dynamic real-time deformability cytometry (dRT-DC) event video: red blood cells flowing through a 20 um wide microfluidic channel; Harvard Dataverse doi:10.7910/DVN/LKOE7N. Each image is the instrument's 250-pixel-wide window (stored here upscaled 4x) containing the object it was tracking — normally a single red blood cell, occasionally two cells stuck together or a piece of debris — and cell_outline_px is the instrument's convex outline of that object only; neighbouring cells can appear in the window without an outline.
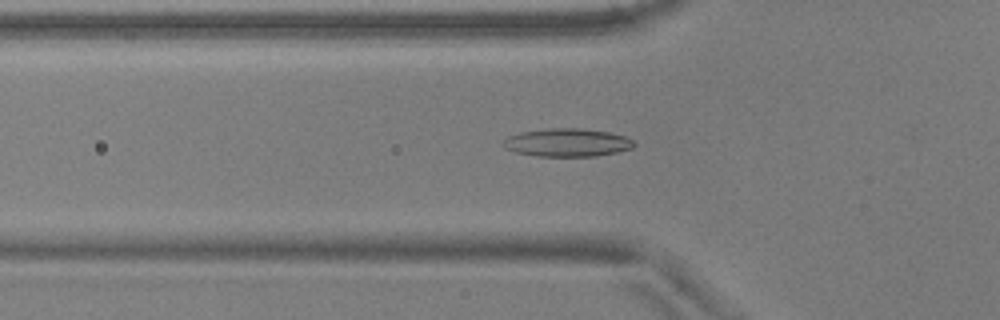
{"species": "common noctule bat (a hibernating species)", "species_latin": "Nyctalus noctula", "temperature_condition": "warm", "stored_images_in_passage": 42, "camera_frame_rate_fps": 3000, "um_per_image_px": 0.085, "animal": {"sex": "male", "body_mass_g": 17.9, "forearm_length_mm": 54.2}, "frame": {"image": 1, "passage_image": 6, "time_ms": 1.667, "image_size_px": [1000, 320], "cell_outline_px": [[636, 144], [632, 148], [616, 152], [596, 156], [536, 156], [516, 152], [504, 148], [500, 144], [508, 136], [520, 132], [548, 128], [580, 128], [608, 132], [624, 136], [632, 140]], "centroid_in_image_um": [48.17, 12.11], "position_along_channel_um": 77.6, "area_um2": 21.44}}
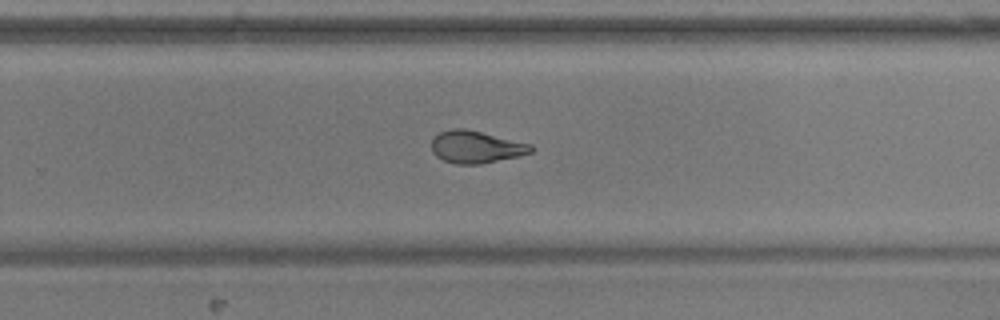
{"frame": {"image": 2, "passage_image": 23, "time_ms": 7.333, "image_size_px": [1000, 320], "cell_outline_px": [[532, 152], [520, 156], [480, 164], [456, 164], [444, 160], [436, 156], [432, 152], [432, 140], [440, 132], [452, 128], [464, 128], [532, 144]], "centroid_in_image_um": [40.46, 12.49], "position_along_channel_um": 289.3, "area_um2": 18.61}}
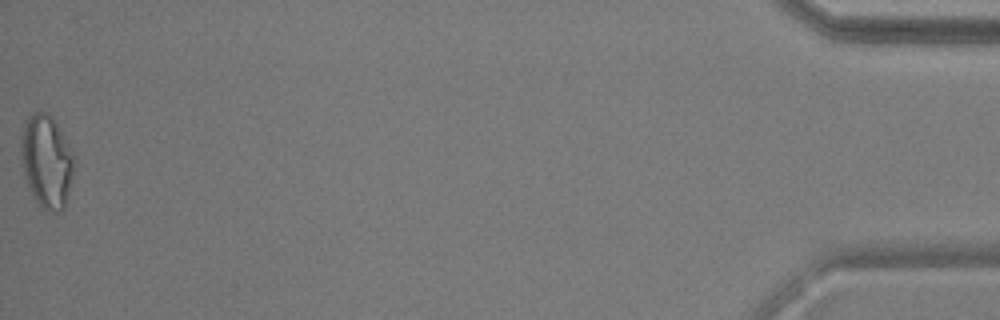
{"frame": {"image": 3, "passage_image": 42, "time_ms": 13.667, "image_size_px": [1000, 320], "cell_outline_px": [[76, 156], [64, 208], [60, 212], [48, 212], [40, 208], [36, 204], [24, 176], [20, 164], [20, 136], [24, 120], [32, 112], [48, 112], [56, 120]], "centroid_in_image_um": [3.93, 13.68], "position_along_channel_um": 431.3, "area_um2": 29.71}, "authors_computed_cell_mechanics": {"area_um2": 19.5942, "velocity_mm_per_s": 3.727, "shape_relaxation_time_tau1_ms": null, "shape_relaxation_time_tau2_ms": 2.3951, "deformation_change_tau1": null, "deformation_change_tau2": 0.0908}}